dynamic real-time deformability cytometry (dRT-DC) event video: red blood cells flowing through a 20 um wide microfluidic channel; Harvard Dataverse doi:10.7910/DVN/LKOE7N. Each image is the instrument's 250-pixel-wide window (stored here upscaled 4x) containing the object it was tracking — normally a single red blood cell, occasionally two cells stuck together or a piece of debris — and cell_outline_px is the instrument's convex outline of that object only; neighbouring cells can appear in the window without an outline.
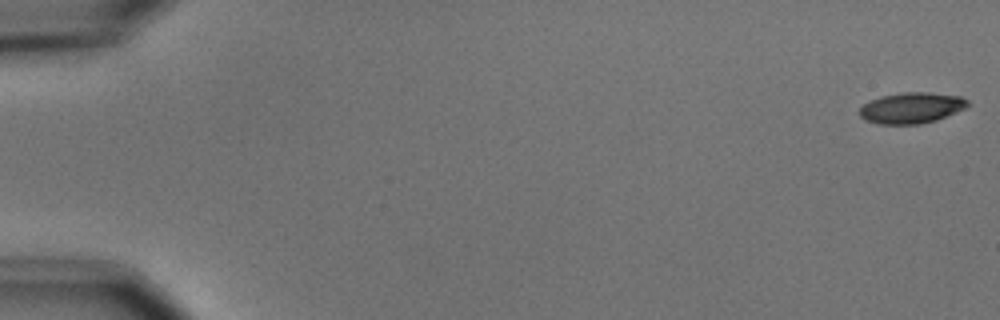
{"species": "common noctule bat (a hibernating species)", "species_latin": "Nyctalus noctula", "temperature_condition": "cold", "stored_images_in_passage": 10, "camera_frame_rate_fps": 3000, "um_per_image_px": 0.085, "animal": {"sex": "male", "body_mass_g": 15.6}, "frame": {"image": 1, "passage_image": 1, "time_ms": 0.0, "image_size_px": [1000, 320], "cell_outline_px": [[968, 104], [964, 108], [956, 112], [936, 120], [920, 124], [880, 124], [864, 120], [860, 116], [860, 108], [864, 104], [880, 96], [904, 92], [928, 92], [960, 96], [968, 100]], "centroid_in_image_um": [77.46, 9.17], "position_along_channel_um": 7.5, "area_um2": 19.36}}
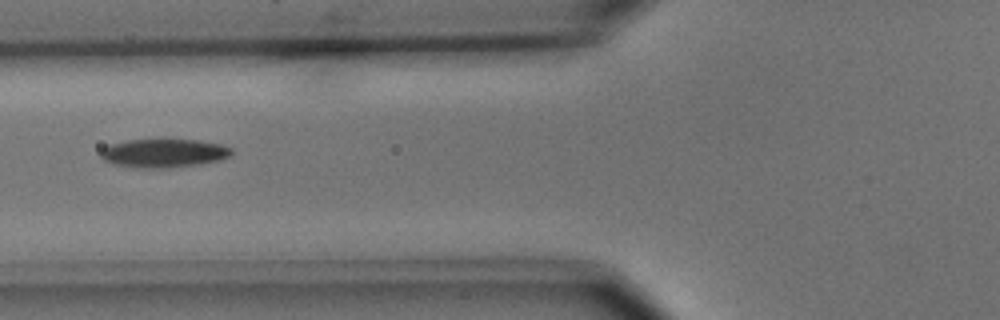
{"frame": {"image": 2, "passage_image": 7, "time_ms": 7.0, "image_size_px": [1000, 320], "cell_outline_px": [[232, 156], [220, 160], [200, 164], [168, 168], [136, 168], [112, 164], [104, 160], [100, 156], [100, 148], [108, 144], [128, 140], [160, 136], [164, 136], [200, 140], [224, 144], [232, 148]], "centroid_in_image_um": [13.92, 12.96], "position_along_channel_um": 111.9, "area_um2": 23.29}}
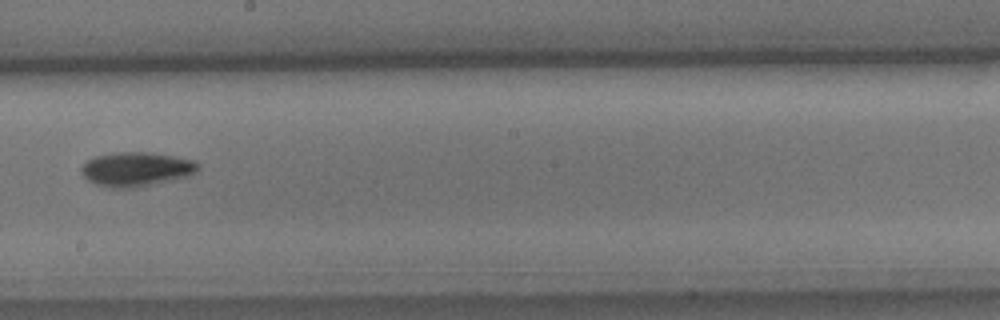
{"frame": {"image": 3, "passage_image": 10, "time_ms": 10.333, "image_size_px": [1000, 320], "cell_outline_px": [[200, 168], [196, 172], [188, 176], [152, 184], [132, 188], [112, 188], [96, 184], [88, 180], [80, 172], [80, 168], [92, 156], [116, 152], [148, 152], [196, 160], [200, 164]], "centroid_in_image_um": [11.58, 14.37], "position_along_channel_um": 236.6, "area_um2": 23.35}}